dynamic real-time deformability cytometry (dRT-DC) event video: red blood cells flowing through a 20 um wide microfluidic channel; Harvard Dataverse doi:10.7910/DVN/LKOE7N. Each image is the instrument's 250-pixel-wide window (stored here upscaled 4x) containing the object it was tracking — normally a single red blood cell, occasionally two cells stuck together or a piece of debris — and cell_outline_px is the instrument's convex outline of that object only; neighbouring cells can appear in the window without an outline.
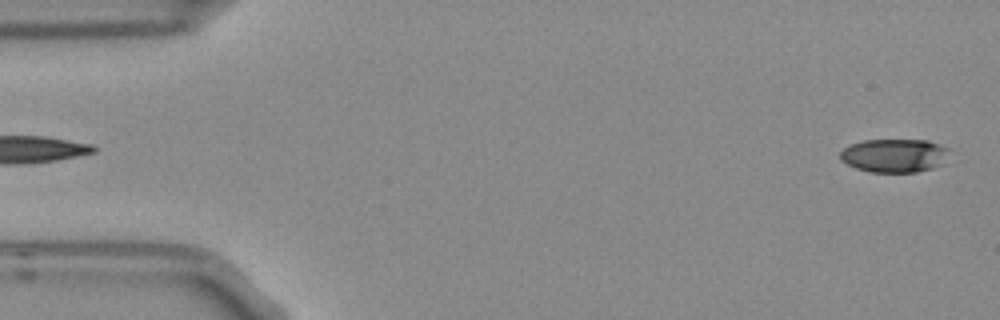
{"species": "Egyptian fruit bat (a non-hibernating species)", "species_latin": "Rousettus aegyptiacus", "temperature_condition": "room temperature", "stored_images_in_passage": 5, "segment_of_instrument_passage": [2, 2], "camera_frame_rate_fps": 3000, "um_per_image_px": 0.085, "frame": {"image": 1, "passage_image": 5, "time_ms": 1.333, "image_size_px": [1000, 320], "cell_outline_px": [[948, 148], [944, 164], [932, 168], [916, 172], [868, 172], [856, 168], [840, 160], [840, 152], [844, 148], [852, 144], [864, 140], [928, 140], [940, 144]], "centroid_in_image_um": [76.02, 13.22], "position_along_channel_um": 9.0, "area_um2": 21.33}}